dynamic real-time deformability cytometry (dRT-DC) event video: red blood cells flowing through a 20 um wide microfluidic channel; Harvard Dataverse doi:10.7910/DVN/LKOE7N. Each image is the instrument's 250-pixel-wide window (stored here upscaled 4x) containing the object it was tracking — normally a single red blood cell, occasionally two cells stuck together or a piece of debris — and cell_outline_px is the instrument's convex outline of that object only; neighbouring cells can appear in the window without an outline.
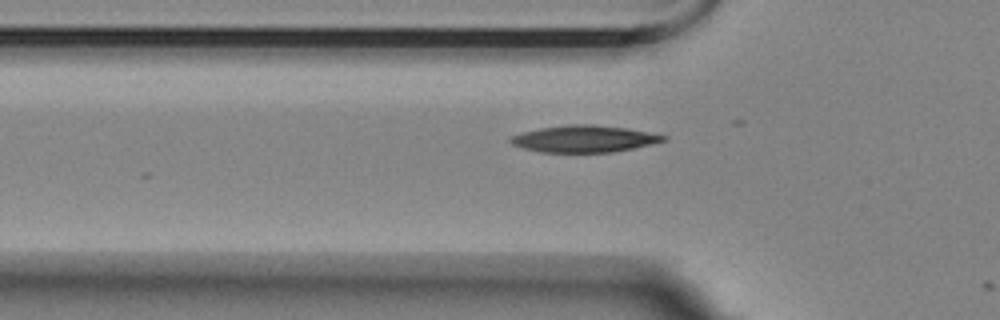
{"species": "Egyptian fruit bat (a non-hibernating species)", "species_latin": "Rousettus aegyptiacus", "temperature_condition": "room temperature", "stored_images_in_passage": 4, "camera_frame_rate_fps": 3000, "um_per_image_px": 0.085, "animal": {"sex": "female"}, "frame": {"image": 1, "passage_image": 3, "time_ms": 0.667, "image_size_px": [1000, 320], "cell_outline_px": [[668, 140], [632, 148], [612, 152], [540, 152], [524, 148], [512, 144], [508, 140], [512, 136], [524, 132], [540, 128], [568, 124], [592, 124], [628, 128], [668, 136]], "centroid_in_image_um": [49.67, 11.79], "position_along_channel_um": 76.1, "area_um2": 23.76}}